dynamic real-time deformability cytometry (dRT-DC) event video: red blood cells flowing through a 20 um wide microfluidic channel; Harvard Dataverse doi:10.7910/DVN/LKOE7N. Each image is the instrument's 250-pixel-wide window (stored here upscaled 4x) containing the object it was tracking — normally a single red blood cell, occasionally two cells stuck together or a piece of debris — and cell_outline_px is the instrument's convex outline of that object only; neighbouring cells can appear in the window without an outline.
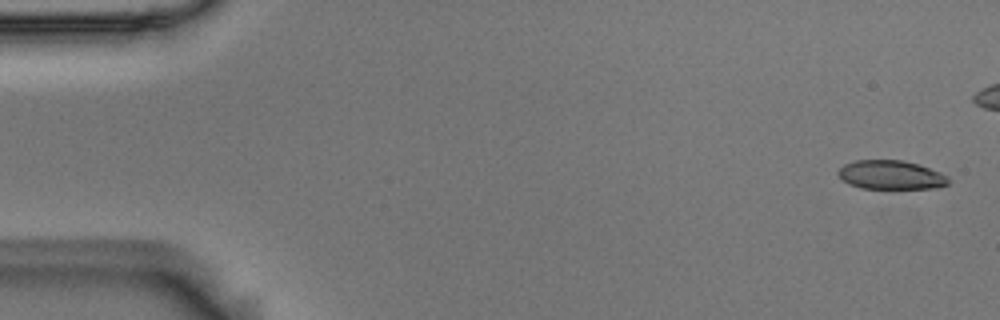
{"species": "Egyptian fruit bat (a non-hibernating species)", "species_latin": "Rousettus aegyptiacus", "temperature_condition": "room temperature", "stored_images_in_passage": 6, "camera_frame_rate_fps": 3000, "um_per_image_px": 0.085, "animal": {"sex": "male"}, "frame": {"image": 1, "passage_image": 1, "time_ms": 0.0, "image_size_px": [1000, 320], "cell_outline_px": [[952, 180], [948, 184], [936, 188], [860, 188], [848, 184], [836, 172], [844, 164], [856, 160], [904, 160], [920, 164], [940, 172], [948, 176]], "centroid_in_image_um": [75.76, 14.86], "position_along_channel_um": 9.2, "area_um2": 18.73}}